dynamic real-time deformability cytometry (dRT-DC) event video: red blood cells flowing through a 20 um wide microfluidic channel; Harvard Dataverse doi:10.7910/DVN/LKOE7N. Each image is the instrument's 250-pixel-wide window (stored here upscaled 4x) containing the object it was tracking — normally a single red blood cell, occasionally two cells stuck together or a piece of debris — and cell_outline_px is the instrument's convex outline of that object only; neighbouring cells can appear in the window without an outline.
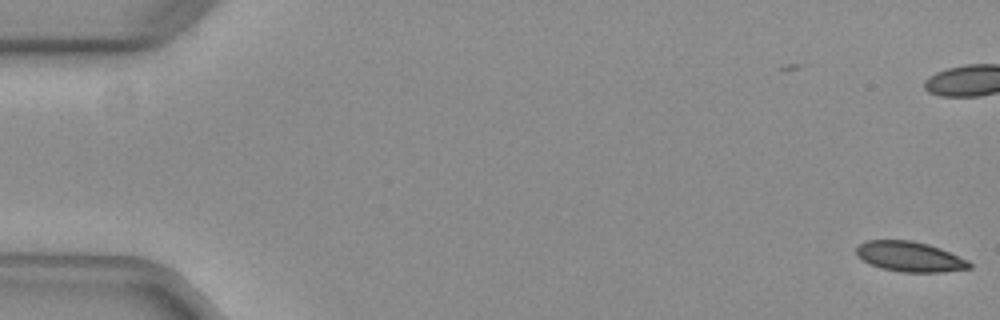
{"species": "common noctule bat (a hibernating species)", "species_latin": "Nyctalus noctula", "temperature_condition": "warm", "stored_images_in_passage": 54, "camera_frame_rate_fps": 3000, "um_per_image_px": 0.085, "animal": {"sex": "female", "body_mass_g": 29.2, "forearm_length_mm": 56.3}, "frame": {"image": 1, "passage_image": 1, "time_ms": 0.0, "image_size_px": [1000, 320], "cell_outline_px": [[972, 268], [944, 272], [900, 272], [880, 268], [868, 264], [856, 256], [856, 248], [864, 240], [912, 240], [928, 244], [940, 248], [968, 260], [972, 264]], "centroid_in_image_um": [77.31, 21.82], "position_along_channel_um": 7.7, "area_um2": 20.11}, "authors_computed_cell_mechanics": {"area_um2": 21.1837, "velocity_mm_per_s": 3.9541, "shape_relaxation_time_tau1_ms": null, "shape_relaxation_time_tau2_ms": 3.3581, "deformation_change_tau1": null, "deformation_change_tau2": 0.0661}}